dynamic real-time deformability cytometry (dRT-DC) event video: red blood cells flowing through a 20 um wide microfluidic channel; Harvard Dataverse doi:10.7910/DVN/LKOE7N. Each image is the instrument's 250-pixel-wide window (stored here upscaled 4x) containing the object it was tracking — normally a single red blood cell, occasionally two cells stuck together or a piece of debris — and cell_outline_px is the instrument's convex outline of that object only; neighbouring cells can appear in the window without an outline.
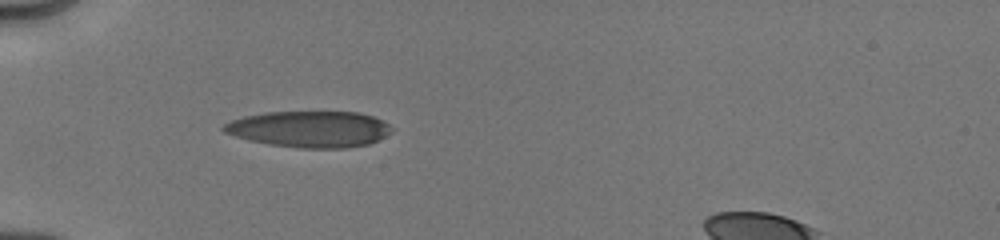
{"species": "human", "species_latin": "Homo sapiens", "temperature_condition": "cold", "stored_images_in_passage": 2, "camera_frame_rate_fps": 3000, "um_per_image_px": 0.085, "donor": {"sex": "male"}, "frame": {"image": 1, "passage_image": 1, "time_ms": 0.0, "image_size_px": [1000, 240], "cell_outline_px": [[396, 128], [392, 132], [368, 144], [344, 148], [300, 148], [268, 144], [236, 136], [224, 132], [220, 128], [224, 124], [232, 120], [244, 116], [264, 112], [360, 112], [372, 116]], "centroid_in_image_um": [26.32, 10.97], "position_along_channel_um": 58.7, "area_um2": 35.43}}